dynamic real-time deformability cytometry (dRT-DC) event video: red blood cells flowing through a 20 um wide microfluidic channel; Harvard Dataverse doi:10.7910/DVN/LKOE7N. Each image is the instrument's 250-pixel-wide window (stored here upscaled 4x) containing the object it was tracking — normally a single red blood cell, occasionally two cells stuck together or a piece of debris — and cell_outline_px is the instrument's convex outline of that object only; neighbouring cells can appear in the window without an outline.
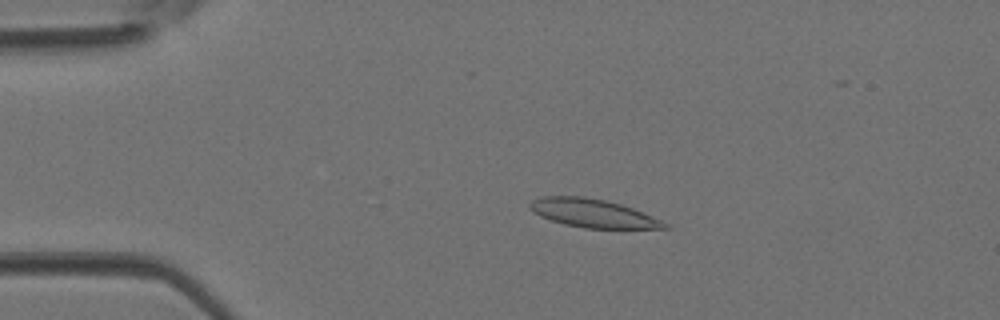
{"species": "Egyptian fruit bat (a non-hibernating species)", "species_latin": "Rousettus aegyptiacus", "temperature_condition": "room temperature", "stored_images_in_passage": 44, "camera_frame_rate_fps": 3000, "um_per_image_px": 0.085, "animal": {"sex": "female"}, "frame": {"image": 1, "passage_image": 9, "time_ms": 2.667, "image_size_px": [1000, 320], "cell_outline_px": [[672, 228], [584, 228], [564, 224], [540, 216], [532, 212], [528, 208], [528, 204], [532, 200], [544, 196], [584, 196], [604, 200], [620, 204], [632, 208], [672, 224]], "centroid_in_image_um": [50.4, 18.13], "position_along_channel_um": 34.6, "area_um2": 22.31}}
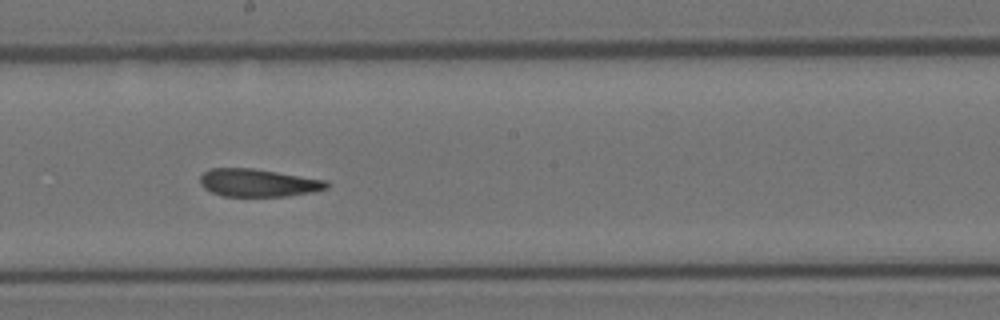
{"frame": {"image": 2, "passage_image": 24, "time_ms": 7.667, "image_size_px": [1000, 320], "cell_outline_px": [[328, 188], [312, 192], [288, 196], [224, 196], [212, 192], [204, 188], [200, 184], [200, 176], [208, 168], [252, 168], [328, 180]], "centroid_in_image_um": [21.94, 15.53], "position_along_channel_um": 226.3, "area_um2": 20.52}}
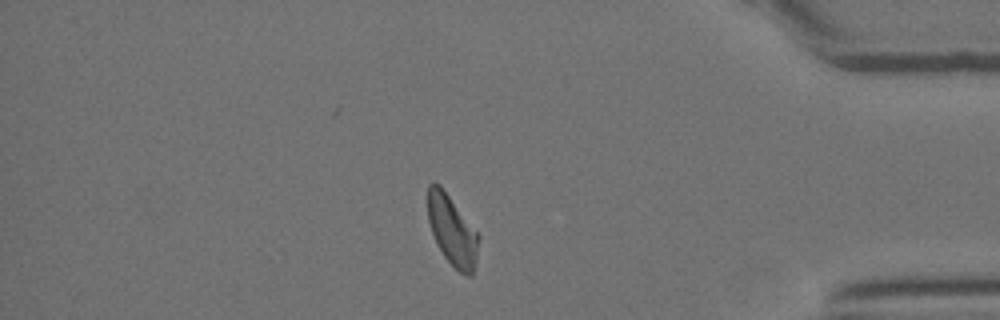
{"frame": {"image": 3, "passage_image": 37, "time_ms": 12.0, "image_size_px": [1000, 320], "cell_outline_px": [[480, 236], [472, 276], [464, 276], [444, 256], [436, 244], [428, 220], [428, 184], [432, 180], [440, 184]], "centroid_in_image_um": [38.41, 19.57], "position_along_channel_um": 396.8, "area_um2": 20.58}}